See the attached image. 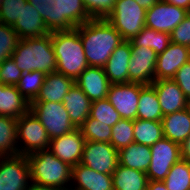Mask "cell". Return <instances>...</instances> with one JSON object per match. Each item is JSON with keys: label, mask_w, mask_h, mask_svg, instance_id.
<instances>
[{"label": "cell", "mask_w": 190, "mask_h": 190, "mask_svg": "<svg viewBox=\"0 0 190 190\" xmlns=\"http://www.w3.org/2000/svg\"><path fill=\"white\" fill-rule=\"evenodd\" d=\"M76 29L89 66L104 67L114 49L125 41L106 19H91Z\"/></svg>", "instance_id": "6da1fadb"}, {"label": "cell", "mask_w": 190, "mask_h": 190, "mask_svg": "<svg viewBox=\"0 0 190 190\" xmlns=\"http://www.w3.org/2000/svg\"><path fill=\"white\" fill-rule=\"evenodd\" d=\"M51 39L56 57V72L75 80L89 66L79 31L76 28L53 31Z\"/></svg>", "instance_id": "7a4b0ae2"}, {"label": "cell", "mask_w": 190, "mask_h": 190, "mask_svg": "<svg viewBox=\"0 0 190 190\" xmlns=\"http://www.w3.org/2000/svg\"><path fill=\"white\" fill-rule=\"evenodd\" d=\"M11 58L23 72H56V57L51 34L39 38L20 39Z\"/></svg>", "instance_id": "3957f363"}, {"label": "cell", "mask_w": 190, "mask_h": 190, "mask_svg": "<svg viewBox=\"0 0 190 190\" xmlns=\"http://www.w3.org/2000/svg\"><path fill=\"white\" fill-rule=\"evenodd\" d=\"M31 182L34 184L70 190L72 167L61 161L49 149L27 156Z\"/></svg>", "instance_id": "277c9868"}, {"label": "cell", "mask_w": 190, "mask_h": 190, "mask_svg": "<svg viewBox=\"0 0 190 190\" xmlns=\"http://www.w3.org/2000/svg\"><path fill=\"white\" fill-rule=\"evenodd\" d=\"M146 10L134 0H116L107 21L126 41L136 36L146 25Z\"/></svg>", "instance_id": "5b68a950"}, {"label": "cell", "mask_w": 190, "mask_h": 190, "mask_svg": "<svg viewBox=\"0 0 190 190\" xmlns=\"http://www.w3.org/2000/svg\"><path fill=\"white\" fill-rule=\"evenodd\" d=\"M30 111L46 129L50 140L70 133L76 129L63 103L31 102Z\"/></svg>", "instance_id": "8992f818"}, {"label": "cell", "mask_w": 190, "mask_h": 190, "mask_svg": "<svg viewBox=\"0 0 190 190\" xmlns=\"http://www.w3.org/2000/svg\"><path fill=\"white\" fill-rule=\"evenodd\" d=\"M20 142L24 146H20ZM17 143L18 155L28 156L49 149L50 138L46 129L30 110L17 119Z\"/></svg>", "instance_id": "52a82bcc"}, {"label": "cell", "mask_w": 190, "mask_h": 190, "mask_svg": "<svg viewBox=\"0 0 190 190\" xmlns=\"http://www.w3.org/2000/svg\"><path fill=\"white\" fill-rule=\"evenodd\" d=\"M150 148L152 157L146 172L148 180L163 181L172 166L181 159L180 145L163 137Z\"/></svg>", "instance_id": "ba28073f"}, {"label": "cell", "mask_w": 190, "mask_h": 190, "mask_svg": "<svg viewBox=\"0 0 190 190\" xmlns=\"http://www.w3.org/2000/svg\"><path fill=\"white\" fill-rule=\"evenodd\" d=\"M28 181L31 176L27 156L0 157V190H27Z\"/></svg>", "instance_id": "9c48e42d"}, {"label": "cell", "mask_w": 190, "mask_h": 190, "mask_svg": "<svg viewBox=\"0 0 190 190\" xmlns=\"http://www.w3.org/2000/svg\"><path fill=\"white\" fill-rule=\"evenodd\" d=\"M81 164L98 173L112 174L119 164L118 151L107 142L85 141Z\"/></svg>", "instance_id": "30bf717a"}, {"label": "cell", "mask_w": 190, "mask_h": 190, "mask_svg": "<svg viewBox=\"0 0 190 190\" xmlns=\"http://www.w3.org/2000/svg\"><path fill=\"white\" fill-rule=\"evenodd\" d=\"M188 14V10L159 0L146 10L145 25L158 32L170 34Z\"/></svg>", "instance_id": "8fae6325"}, {"label": "cell", "mask_w": 190, "mask_h": 190, "mask_svg": "<svg viewBox=\"0 0 190 190\" xmlns=\"http://www.w3.org/2000/svg\"><path fill=\"white\" fill-rule=\"evenodd\" d=\"M140 83L110 84L107 100L122 119H137Z\"/></svg>", "instance_id": "7c38bea8"}, {"label": "cell", "mask_w": 190, "mask_h": 190, "mask_svg": "<svg viewBox=\"0 0 190 190\" xmlns=\"http://www.w3.org/2000/svg\"><path fill=\"white\" fill-rule=\"evenodd\" d=\"M157 54L147 47H131L129 62V81L151 85L155 80Z\"/></svg>", "instance_id": "4fadbf2b"}, {"label": "cell", "mask_w": 190, "mask_h": 190, "mask_svg": "<svg viewBox=\"0 0 190 190\" xmlns=\"http://www.w3.org/2000/svg\"><path fill=\"white\" fill-rule=\"evenodd\" d=\"M85 138L79 128L50 140L49 150L71 167L81 163Z\"/></svg>", "instance_id": "5bb4252c"}, {"label": "cell", "mask_w": 190, "mask_h": 190, "mask_svg": "<svg viewBox=\"0 0 190 190\" xmlns=\"http://www.w3.org/2000/svg\"><path fill=\"white\" fill-rule=\"evenodd\" d=\"M189 60L190 47L171 42L157 55L155 80L173 79L176 72Z\"/></svg>", "instance_id": "9a60e30c"}, {"label": "cell", "mask_w": 190, "mask_h": 190, "mask_svg": "<svg viewBox=\"0 0 190 190\" xmlns=\"http://www.w3.org/2000/svg\"><path fill=\"white\" fill-rule=\"evenodd\" d=\"M75 84L93 102L107 98L110 82L103 67L88 66L76 79Z\"/></svg>", "instance_id": "2e32d148"}, {"label": "cell", "mask_w": 190, "mask_h": 190, "mask_svg": "<svg viewBox=\"0 0 190 190\" xmlns=\"http://www.w3.org/2000/svg\"><path fill=\"white\" fill-rule=\"evenodd\" d=\"M151 85L155 88L163 116L187 108L188 99L173 79L154 80Z\"/></svg>", "instance_id": "e0dca14e"}, {"label": "cell", "mask_w": 190, "mask_h": 190, "mask_svg": "<svg viewBox=\"0 0 190 190\" xmlns=\"http://www.w3.org/2000/svg\"><path fill=\"white\" fill-rule=\"evenodd\" d=\"M131 58V46L129 41H124L117 46L104 68L110 84H127L129 81V62Z\"/></svg>", "instance_id": "ac0fdd59"}, {"label": "cell", "mask_w": 190, "mask_h": 190, "mask_svg": "<svg viewBox=\"0 0 190 190\" xmlns=\"http://www.w3.org/2000/svg\"><path fill=\"white\" fill-rule=\"evenodd\" d=\"M71 180L76 187L70 190H113L112 174H103L79 163L72 167Z\"/></svg>", "instance_id": "d6986e66"}, {"label": "cell", "mask_w": 190, "mask_h": 190, "mask_svg": "<svg viewBox=\"0 0 190 190\" xmlns=\"http://www.w3.org/2000/svg\"><path fill=\"white\" fill-rule=\"evenodd\" d=\"M12 27L20 39L39 38L51 34L39 12L29 2L23 6L20 17Z\"/></svg>", "instance_id": "ffe728a7"}, {"label": "cell", "mask_w": 190, "mask_h": 190, "mask_svg": "<svg viewBox=\"0 0 190 190\" xmlns=\"http://www.w3.org/2000/svg\"><path fill=\"white\" fill-rule=\"evenodd\" d=\"M75 84V80L58 72L46 74L44 84L32 102H59Z\"/></svg>", "instance_id": "44dd1931"}, {"label": "cell", "mask_w": 190, "mask_h": 190, "mask_svg": "<svg viewBox=\"0 0 190 190\" xmlns=\"http://www.w3.org/2000/svg\"><path fill=\"white\" fill-rule=\"evenodd\" d=\"M62 103L76 128H79L88 119L92 101L76 84L63 97Z\"/></svg>", "instance_id": "7402d4cb"}, {"label": "cell", "mask_w": 190, "mask_h": 190, "mask_svg": "<svg viewBox=\"0 0 190 190\" xmlns=\"http://www.w3.org/2000/svg\"><path fill=\"white\" fill-rule=\"evenodd\" d=\"M161 122L164 137L179 145L190 136V111L188 108L164 115Z\"/></svg>", "instance_id": "603a6c76"}, {"label": "cell", "mask_w": 190, "mask_h": 190, "mask_svg": "<svg viewBox=\"0 0 190 190\" xmlns=\"http://www.w3.org/2000/svg\"><path fill=\"white\" fill-rule=\"evenodd\" d=\"M59 31L72 30L91 20L82 0H58Z\"/></svg>", "instance_id": "cb8c5ba5"}, {"label": "cell", "mask_w": 190, "mask_h": 190, "mask_svg": "<svg viewBox=\"0 0 190 190\" xmlns=\"http://www.w3.org/2000/svg\"><path fill=\"white\" fill-rule=\"evenodd\" d=\"M30 110V103L21 95L15 85L0 83V115L20 118Z\"/></svg>", "instance_id": "d4e9b609"}, {"label": "cell", "mask_w": 190, "mask_h": 190, "mask_svg": "<svg viewBox=\"0 0 190 190\" xmlns=\"http://www.w3.org/2000/svg\"><path fill=\"white\" fill-rule=\"evenodd\" d=\"M151 148L148 145L131 143L118 151L119 165L147 172L151 162Z\"/></svg>", "instance_id": "484cf974"}, {"label": "cell", "mask_w": 190, "mask_h": 190, "mask_svg": "<svg viewBox=\"0 0 190 190\" xmlns=\"http://www.w3.org/2000/svg\"><path fill=\"white\" fill-rule=\"evenodd\" d=\"M112 177L113 190H146L149 181L146 173L119 164Z\"/></svg>", "instance_id": "4316f807"}, {"label": "cell", "mask_w": 190, "mask_h": 190, "mask_svg": "<svg viewBox=\"0 0 190 190\" xmlns=\"http://www.w3.org/2000/svg\"><path fill=\"white\" fill-rule=\"evenodd\" d=\"M163 114L155 88L140 83L137 119L161 121Z\"/></svg>", "instance_id": "83f0119b"}, {"label": "cell", "mask_w": 190, "mask_h": 190, "mask_svg": "<svg viewBox=\"0 0 190 190\" xmlns=\"http://www.w3.org/2000/svg\"><path fill=\"white\" fill-rule=\"evenodd\" d=\"M129 42L131 47H149L159 55L171 43V38L169 33L158 32L145 26L136 36L132 37Z\"/></svg>", "instance_id": "f1b7e54d"}, {"label": "cell", "mask_w": 190, "mask_h": 190, "mask_svg": "<svg viewBox=\"0 0 190 190\" xmlns=\"http://www.w3.org/2000/svg\"><path fill=\"white\" fill-rule=\"evenodd\" d=\"M18 155L17 119L0 116V157Z\"/></svg>", "instance_id": "f546056e"}, {"label": "cell", "mask_w": 190, "mask_h": 190, "mask_svg": "<svg viewBox=\"0 0 190 190\" xmlns=\"http://www.w3.org/2000/svg\"><path fill=\"white\" fill-rule=\"evenodd\" d=\"M134 142L143 145H154L164 137L161 121L134 120L133 128Z\"/></svg>", "instance_id": "4dcf8cb0"}, {"label": "cell", "mask_w": 190, "mask_h": 190, "mask_svg": "<svg viewBox=\"0 0 190 190\" xmlns=\"http://www.w3.org/2000/svg\"><path fill=\"white\" fill-rule=\"evenodd\" d=\"M163 182L168 190H190V162L180 159Z\"/></svg>", "instance_id": "1f68e13d"}, {"label": "cell", "mask_w": 190, "mask_h": 190, "mask_svg": "<svg viewBox=\"0 0 190 190\" xmlns=\"http://www.w3.org/2000/svg\"><path fill=\"white\" fill-rule=\"evenodd\" d=\"M46 74L41 71L23 72L16 84L21 95L31 103L38 96L45 81Z\"/></svg>", "instance_id": "d6a6232c"}, {"label": "cell", "mask_w": 190, "mask_h": 190, "mask_svg": "<svg viewBox=\"0 0 190 190\" xmlns=\"http://www.w3.org/2000/svg\"><path fill=\"white\" fill-rule=\"evenodd\" d=\"M41 15L50 32L59 31L58 0H27Z\"/></svg>", "instance_id": "836d02e7"}, {"label": "cell", "mask_w": 190, "mask_h": 190, "mask_svg": "<svg viewBox=\"0 0 190 190\" xmlns=\"http://www.w3.org/2000/svg\"><path fill=\"white\" fill-rule=\"evenodd\" d=\"M82 136L85 141H95V142H107L110 143L112 135V127L91 118L88 119L79 127Z\"/></svg>", "instance_id": "e575fe53"}, {"label": "cell", "mask_w": 190, "mask_h": 190, "mask_svg": "<svg viewBox=\"0 0 190 190\" xmlns=\"http://www.w3.org/2000/svg\"><path fill=\"white\" fill-rule=\"evenodd\" d=\"M133 128V120L121 118L114 126H112L110 144L119 151L129 144L134 143Z\"/></svg>", "instance_id": "d590c367"}, {"label": "cell", "mask_w": 190, "mask_h": 190, "mask_svg": "<svg viewBox=\"0 0 190 190\" xmlns=\"http://www.w3.org/2000/svg\"><path fill=\"white\" fill-rule=\"evenodd\" d=\"M89 116L110 127L121 119L119 113L107 99L93 101Z\"/></svg>", "instance_id": "8d00e7d4"}, {"label": "cell", "mask_w": 190, "mask_h": 190, "mask_svg": "<svg viewBox=\"0 0 190 190\" xmlns=\"http://www.w3.org/2000/svg\"><path fill=\"white\" fill-rule=\"evenodd\" d=\"M19 40L12 26L0 22V64L12 56Z\"/></svg>", "instance_id": "74e56055"}, {"label": "cell", "mask_w": 190, "mask_h": 190, "mask_svg": "<svg viewBox=\"0 0 190 190\" xmlns=\"http://www.w3.org/2000/svg\"><path fill=\"white\" fill-rule=\"evenodd\" d=\"M26 3L27 0H3L0 6V22L13 26Z\"/></svg>", "instance_id": "f35d334b"}, {"label": "cell", "mask_w": 190, "mask_h": 190, "mask_svg": "<svg viewBox=\"0 0 190 190\" xmlns=\"http://www.w3.org/2000/svg\"><path fill=\"white\" fill-rule=\"evenodd\" d=\"M92 19H107L113 12L116 0H82Z\"/></svg>", "instance_id": "ab89813d"}, {"label": "cell", "mask_w": 190, "mask_h": 190, "mask_svg": "<svg viewBox=\"0 0 190 190\" xmlns=\"http://www.w3.org/2000/svg\"><path fill=\"white\" fill-rule=\"evenodd\" d=\"M22 76V71L16 62L10 57L0 64V83L4 85H15Z\"/></svg>", "instance_id": "60d3db41"}, {"label": "cell", "mask_w": 190, "mask_h": 190, "mask_svg": "<svg viewBox=\"0 0 190 190\" xmlns=\"http://www.w3.org/2000/svg\"><path fill=\"white\" fill-rule=\"evenodd\" d=\"M172 43L190 47V12L170 33Z\"/></svg>", "instance_id": "b9f144b4"}, {"label": "cell", "mask_w": 190, "mask_h": 190, "mask_svg": "<svg viewBox=\"0 0 190 190\" xmlns=\"http://www.w3.org/2000/svg\"><path fill=\"white\" fill-rule=\"evenodd\" d=\"M175 83L183 91L184 96L190 99V60L186 62L175 74Z\"/></svg>", "instance_id": "7bdbcfd3"}, {"label": "cell", "mask_w": 190, "mask_h": 190, "mask_svg": "<svg viewBox=\"0 0 190 190\" xmlns=\"http://www.w3.org/2000/svg\"><path fill=\"white\" fill-rule=\"evenodd\" d=\"M181 159L190 162V136L180 145Z\"/></svg>", "instance_id": "ee69618b"}, {"label": "cell", "mask_w": 190, "mask_h": 190, "mask_svg": "<svg viewBox=\"0 0 190 190\" xmlns=\"http://www.w3.org/2000/svg\"><path fill=\"white\" fill-rule=\"evenodd\" d=\"M146 190H168L163 181L149 180Z\"/></svg>", "instance_id": "f6af8a7d"}, {"label": "cell", "mask_w": 190, "mask_h": 190, "mask_svg": "<svg viewBox=\"0 0 190 190\" xmlns=\"http://www.w3.org/2000/svg\"><path fill=\"white\" fill-rule=\"evenodd\" d=\"M168 3L175 5L177 7H181L190 12V0H164Z\"/></svg>", "instance_id": "bcb514c9"}, {"label": "cell", "mask_w": 190, "mask_h": 190, "mask_svg": "<svg viewBox=\"0 0 190 190\" xmlns=\"http://www.w3.org/2000/svg\"><path fill=\"white\" fill-rule=\"evenodd\" d=\"M27 190H65V189L30 183V187Z\"/></svg>", "instance_id": "7dc6e473"}, {"label": "cell", "mask_w": 190, "mask_h": 190, "mask_svg": "<svg viewBox=\"0 0 190 190\" xmlns=\"http://www.w3.org/2000/svg\"><path fill=\"white\" fill-rule=\"evenodd\" d=\"M134 1H136L138 5L144 8L145 10H148L159 0H134Z\"/></svg>", "instance_id": "c3c4849f"}, {"label": "cell", "mask_w": 190, "mask_h": 190, "mask_svg": "<svg viewBox=\"0 0 190 190\" xmlns=\"http://www.w3.org/2000/svg\"><path fill=\"white\" fill-rule=\"evenodd\" d=\"M187 108H188V110L190 111V99L188 100Z\"/></svg>", "instance_id": "681fc988"}]
</instances>
